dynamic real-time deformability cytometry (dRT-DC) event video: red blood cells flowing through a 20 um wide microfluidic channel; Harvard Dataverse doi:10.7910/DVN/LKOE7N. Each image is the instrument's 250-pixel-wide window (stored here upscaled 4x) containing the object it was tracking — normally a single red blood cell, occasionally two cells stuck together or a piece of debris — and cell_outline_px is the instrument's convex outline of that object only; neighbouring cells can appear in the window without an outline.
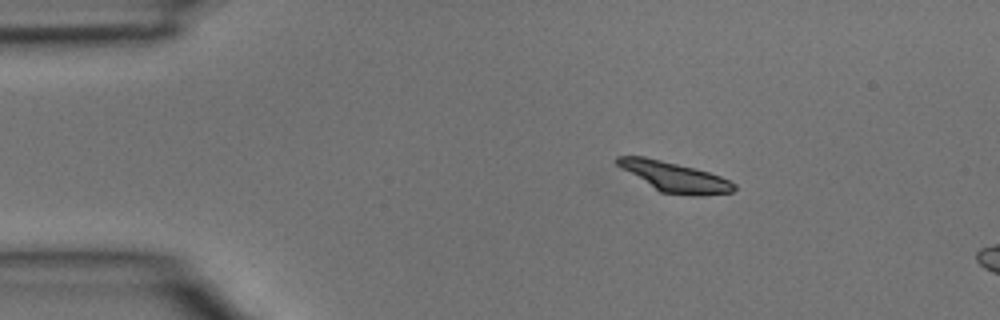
{"species": "common noctule bat (a hibernating species)", "species_latin": "Nyctalus noctula", "temperature_condition": "room temperature", "stored_images_in_passage": 3, "camera_frame_rate_fps": 3000, "um_per_image_px": 0.085, "animal": {"sex": "male", "body_mass_g": 15.6}, "frame": {"image": 1, "passage_image": 1, "time_ms": 0.0, "image_size_px": [1000, 320], "cell_outline_px": [[736, 188], [732, 192], [704, 196], [692, 196], [660, 192], [616, 164], [616, 156], [644, 156], [708, 172], [720, 176], [736, 184]], "centroid_in_image_um": [57.37, 15.05], "position_along_channel_um": 27.6, "area_um2": 19.88}}